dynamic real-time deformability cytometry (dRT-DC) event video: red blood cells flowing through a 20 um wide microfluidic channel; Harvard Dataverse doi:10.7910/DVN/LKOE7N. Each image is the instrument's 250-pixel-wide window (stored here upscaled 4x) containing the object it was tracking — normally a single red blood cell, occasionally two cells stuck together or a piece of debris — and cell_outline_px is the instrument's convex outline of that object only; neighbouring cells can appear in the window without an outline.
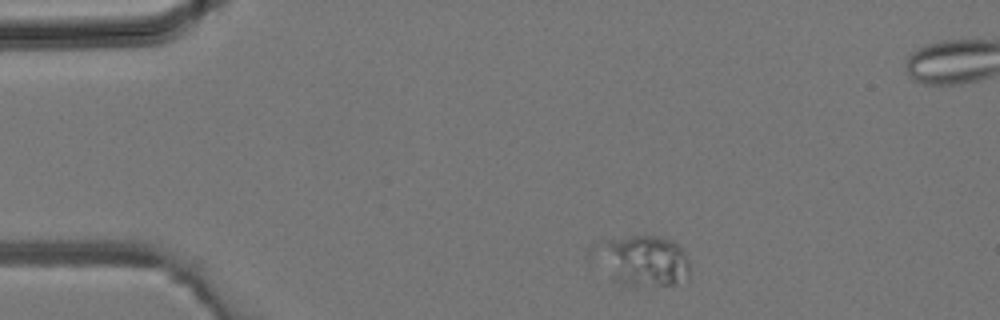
{"species": "common noctule bat (a hibernating species)", "species_latin": "Nyctalus noctula", "temperature_condition": "room temperature", "stored_images_in_passage": 2, "camera_frame_rate_fps": 3000, "um_per_image_px": 0.085, "animal": {"sex": "male", "body_mass_g": 19.2, "forearm_length_mm": 51.8}, "frame": {"image": 1, "passage_image": 1, "time_ms": 0.0, "image_size_px": [1000, 320], "cell_outline_px": [[688, 280], [676, 284], [636, 288], [620, 284], [612, 280], [588, 260], [588, 248], [592, 240], [636, 236], [660, 236], [676, 244], [688, 256]], "centroid_in_image_um": [54.4, 22.17], "position_along_channel_um": 30.6, "area_um2": 30.23}}